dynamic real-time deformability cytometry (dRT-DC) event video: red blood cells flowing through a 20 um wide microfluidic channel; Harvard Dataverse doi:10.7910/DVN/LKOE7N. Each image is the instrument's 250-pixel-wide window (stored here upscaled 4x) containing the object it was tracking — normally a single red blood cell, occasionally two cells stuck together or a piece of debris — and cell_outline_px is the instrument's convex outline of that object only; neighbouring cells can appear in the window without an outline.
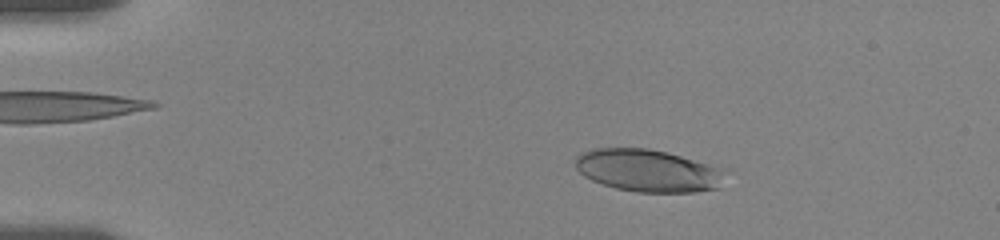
{"species": "human", "species_latin": "Homo sapiens", "temperature_condition": "room temperature", "stored_images_in_passage": 47, "camera_frame_rate_fps": 3000, "um_per_image_px": 0.085, "donor": {"sex": "female"}, "frame": {"image": 1, "passage_image": 7, "time_ms": 3.0, "image_size_px": [1000, 240], "cell_outline_px": [[720, 188], [696, 192], [636, 192], [616, 188], [592, 180], [584, 176], [576, 168], [576, 156], [592, 148], [648, 148], [668, 152], [720, 168]], "centroid_in_image_um": [55.01, 14.5], "position_along_channel_um": 30.0, "area_um2": 36.53}}
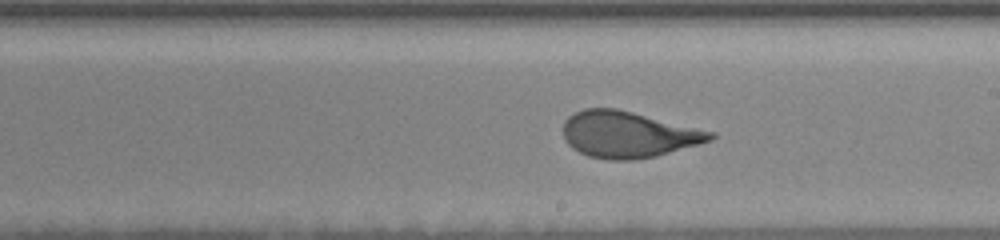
{"frame": {"image": 2, "passage_image": 28, "time_ms": 10.667, "image_size_px": [1000, 240], "cell_outline_px": [[716, 136], [712, 140], [700, 144], [656, 156], [636, 160], [608, 160], [588, 156], [572, 148], [568, 144], [564, 136], [564, 120], [568, 116], [584, 108], [616, 108], [716, 132]], "centroid_in_image_um": [53.41, 11.43], "position_along_channel_um": 235.6, "area_um2": 39.82}}
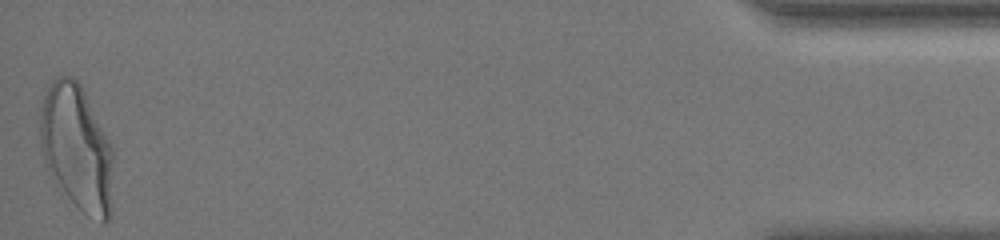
{"frame": {"image": 3, "passage_image": 47, "time_ms": 18.333, "image_size_px": [1000, 240], "cell_outline_px": [[112, 212], [108, 220], [104, 224], [84, 212], [68, 196], [44, 164], [40, 148], [40, 108], [44, 96], [52, 80], [60, 76], [72, 76], [84, 88], [112, 144]], "centroid_in_image_um": [6.54, 12.52], "position_along_channel_um": 428.7, "area_um2": 53.75}, "authors_computed_cell_mechanics": {"area_um2": 39.2462, "velocity_mm_per_s": 3.5708, "shape_relaxation_time_tau1_ms": 4.7631, "shape_relaxation_time_tau2_ms": null, "deformation_change_tau1": 0.1781, "deformation_change_tau2": null}}